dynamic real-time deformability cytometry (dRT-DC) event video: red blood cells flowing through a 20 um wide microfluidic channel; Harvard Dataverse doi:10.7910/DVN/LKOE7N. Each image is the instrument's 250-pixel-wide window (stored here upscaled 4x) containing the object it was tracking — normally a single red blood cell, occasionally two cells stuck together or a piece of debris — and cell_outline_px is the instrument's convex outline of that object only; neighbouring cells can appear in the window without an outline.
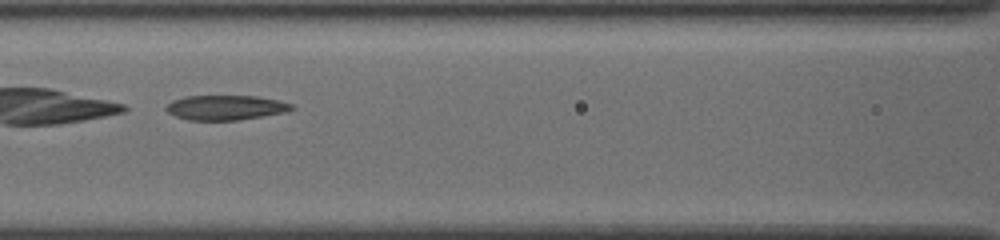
{"species": "common noctule bat (a hibernating species)", "species_latin": "Nyctalus noctula", "temperature_condition": "cold", "stored_images_in_passage": 43, "camera_frame_rate_fps": 3000, "um_per_image_px": 0.085, "animal": {"sex": "female", "body_mass_g": 19.5, "forearm_length_mm": 54.1}, "frame": {"image": 1, "passage_image": 16, "time_ms": 5.0, "image_size_px": [1000, 240], "cell_outline_px": [[296, 108], [284, 112], [240, 120], [188, 120], [176, 116], [168, 112], [164, 108], [172, 100], [184, 96], [256, 96], [276, 100], [292, 104]], "centroid_in_image_um": [19.15, 9.14], "position_along_channel_um": 147.4, "area_um2": 18.03}}
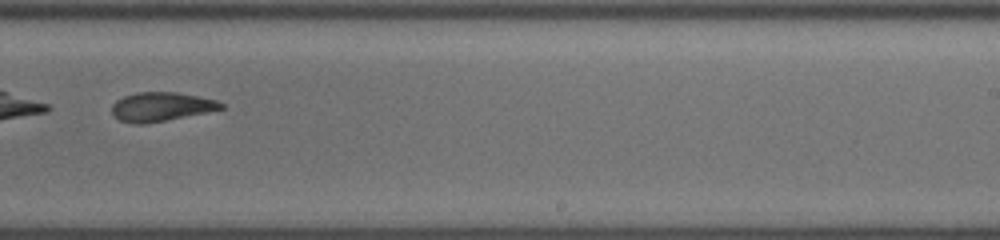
{"frame": {"image": 2, "passage_image": 26, "time_ms": 8.333, "image_size_px": [1000, 240], "cell_outline_px": [[224, 108], [144, 124], [132, 124], [120, 120], [112, 112], [112, 104], [116, 100], [124, 96], [136, 92], [176, 92], [216, 100], [224, 104]], "centroid_in_image_um": [13.65, 9.06], "position_along_channel_um": 275.4, "area_um2": 18.09}}
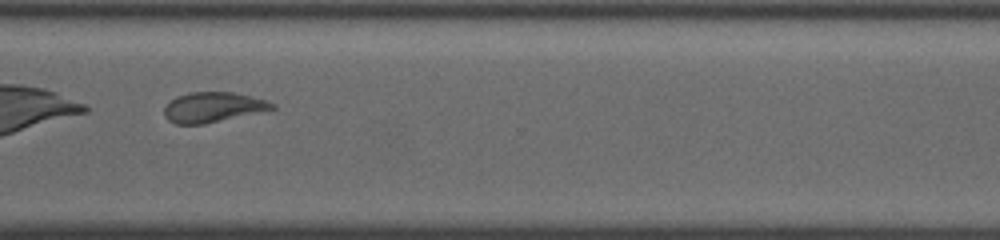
{"frame": {"image": 3, "passage_image": 32, "time_ms": 10.333, "image_size_px": [1000, 240], "cell_outline_px": [[276, 108], [204, 124], [176, 124], [168, 120], [164, 116], [164, 108], [176, 96], [188, 92], [232, 92], [264, 100], [276, 104]], "centroid_in_image_um": [18.05, 9.11], "position_along_channel_um": 352.5, "area_um2": 18.61}, "authors_computed_cell_mechanics": {"area_um2": 19.7676, "velocity_mm_per_s": 3.8462, "shape_relaxation_time_tau1_ms": 11.0419, "shape_relaxation_time_tau2_ms": 4.3455, "deformation_change_tau1": 0.2551, "deformation_change_tau2": 0.1262}}